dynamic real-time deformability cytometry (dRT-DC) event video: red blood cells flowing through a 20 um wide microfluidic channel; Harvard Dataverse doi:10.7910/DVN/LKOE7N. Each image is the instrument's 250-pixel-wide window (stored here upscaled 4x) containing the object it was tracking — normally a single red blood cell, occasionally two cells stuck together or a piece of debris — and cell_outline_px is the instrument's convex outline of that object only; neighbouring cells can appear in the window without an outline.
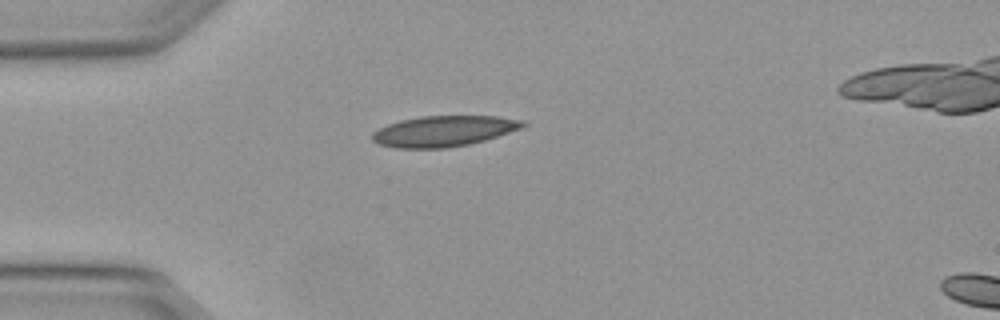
{"species": "Egyptian fruit bat (a non-hibernating species)", "species_latin": "Rousettus aegyptiacus", "temperature_condition": "warm", "stored_images_in_passage": 2, "segment_of_instrument_passage": [1, 2], "camera_frame_rate_fps": 3000, "um_per_image_px": 0.085, "animal": {"sex": "female"}, "frame": {"image": 1, "passage_image": 1, "time_ms": 0.0, "image_size_px": [1000, 320], "cell_outline_px": [[528, 124], [520, 128], [484, 140], [468, 144], [444, 148], [396, 148], [380, 144], [372, 140], [372, 132], [388, 124], [400, 120], [420, 116], [496, 116], [524, 120]], "centroid_in_image_um": [37.7, 11.14], "position_along_channel_um": 47.3, "area_um2": 26.76}}